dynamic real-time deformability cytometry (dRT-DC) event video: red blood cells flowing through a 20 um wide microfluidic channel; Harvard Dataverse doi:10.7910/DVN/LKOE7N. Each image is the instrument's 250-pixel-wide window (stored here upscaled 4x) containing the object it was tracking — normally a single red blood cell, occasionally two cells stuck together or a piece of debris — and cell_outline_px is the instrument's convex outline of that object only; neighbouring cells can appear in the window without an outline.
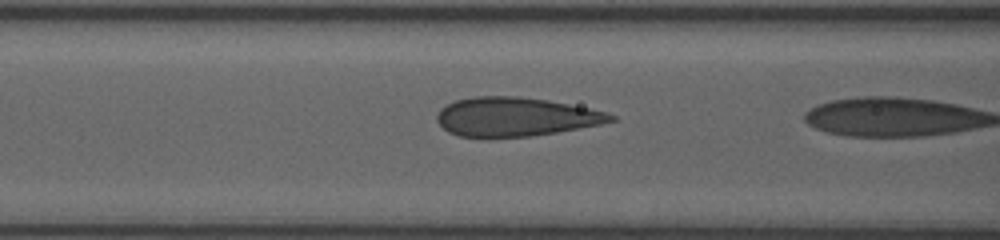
{"species": "human", "species_latin": "Homo sapiens", "temperature_condition": "room temperature", "stored_images_in_passage": 5, "camera_frame_rate_fps": 3000, "um_per_image_px": 0.085, "donor": {"sex": "female"}, "frame": {"image": 1, "passage_image": 4, "time_ms": 1.0, "image_size_px": [1000, 240], "cell_outline_px": [[616, 120], [600, 124], [556, 132], [528, 136], [460, 136], [448, 132], [436, 120], [436, 116], [448, 104], [456, 100], [476, 96], [516, 96], [548, 100], [588, 108], [604, 112], [616, 116]], "centroid_in_image_um": [43.82, 9.92], "position_along_channel_um": 122.8, "area_um2": 38.61}}